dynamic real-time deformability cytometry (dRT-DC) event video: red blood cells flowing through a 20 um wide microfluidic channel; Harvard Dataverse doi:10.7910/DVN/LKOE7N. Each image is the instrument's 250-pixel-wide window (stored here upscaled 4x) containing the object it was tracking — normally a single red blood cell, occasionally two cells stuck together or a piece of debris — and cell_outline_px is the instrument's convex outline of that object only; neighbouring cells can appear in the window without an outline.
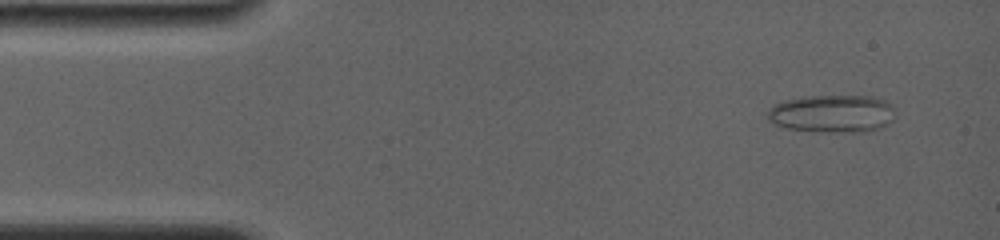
{"species": "common noctule bat (a hibernating species)", "species_latin": "Nyctalus noctula", "temperature_condition": "room temperature", "stored_images_in_passage": 8, "camera_frame_rate_fps": 4000, "um_per_image_px": 0.085, "animal": {"sex": "female", "body_mass_g": 19.0, "forearm_length_mm": 56.7}, "frame": {"image": 1, "passage_image": 1, "time_ms": 0.0, "image_size_px": [1000, 240], "cell_outline_px": [[896, 108], [892, 120], [880, 128], [864, 132], [828, 132], [788, 128], [776, 124], [764, 112], [772, 104], [784, 100], [808, 96], [868, 96], [884, 100], [892, 104]], "centroid_in_image_um": [70.75, 9.65], "position_along_channel_um": 14.2, "area_um2": 28.15}}
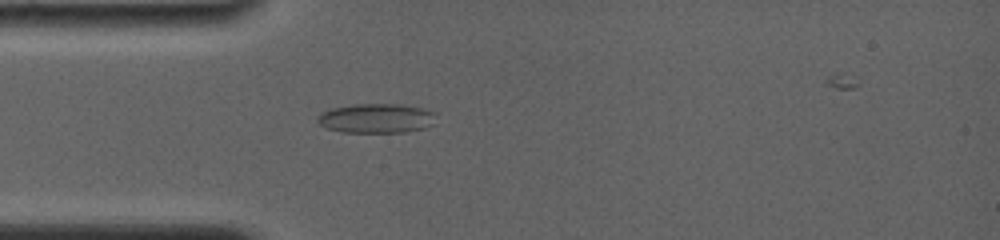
{"frame": {"image": 2, "passage_image": 5, "time_ms": 3.25, "image_size_px": [1000, 240], "cell_outline_px": [[436, 112], [432, 124], [424, 128], [404, 132], [340, 132], [328, 128], [320, 124], [316, 120], [320, 112], [332, 108], [352, 104], [400, 104], [424, 108]], "centroid_in_image_um": [31.98, 10.04], "position_along_channel_um": 53.0, "area_um2": 20.4}}
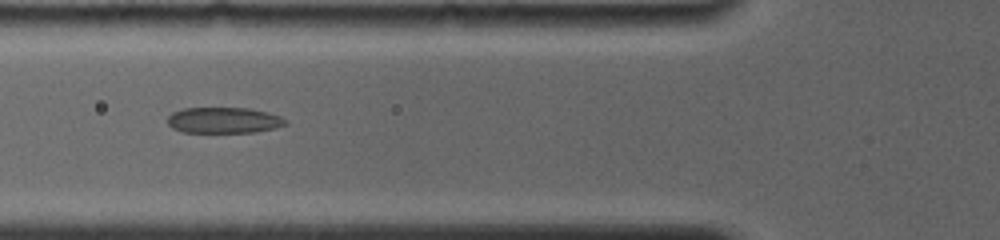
{"frame": {"image": 3, "passage_image": 7, "time_ms": 4.75, "image_size_px": [1000, 240], "cell_outline_px": [[288, 124], [276, 128], [256, 132], [184, 132], [172, 128], [168, 124], [168, 116], [172, 112], [184, 108], [248, 108], [268, 112], [280, 116], [288, 120]], "centroid_in_image_um": [19.05, 10.22], "position_along_channel_um": 106.7, "area_um2": 17.92}}